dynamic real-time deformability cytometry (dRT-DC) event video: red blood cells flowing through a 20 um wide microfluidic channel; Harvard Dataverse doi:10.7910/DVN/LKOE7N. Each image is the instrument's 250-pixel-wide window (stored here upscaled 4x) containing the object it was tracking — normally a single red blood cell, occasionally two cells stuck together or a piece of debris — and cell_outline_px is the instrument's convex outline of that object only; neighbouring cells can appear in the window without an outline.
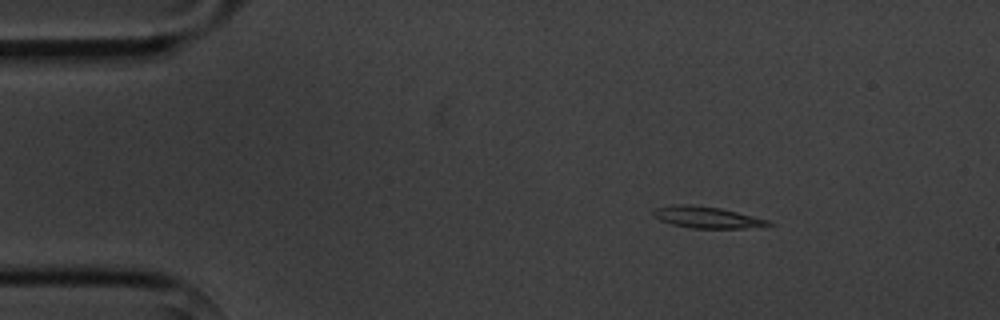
{"species": "common noctule bat (a hibernating species)", "species_latin": "Nyctalus noctula", "temperature_condition": "cold", "stored_images_in_passage": 4, "camera_frame_rate_fps": 3000, "um_per_image_px": 0.085, "animal": {"sex": "male", "body_mass_g": 20.1, "forearm_length_mm": 53.5}, "frame": {"image": 1, "passage_image": 2, "time_ms": 1.0, "image_size_px": [1000, 320], "cell_outline_px": [[776, 224], [744, 228], [692, 228], [672, 224], [660, 220], [652, 216], [652, 208], [672, 204], [680, 204], [720, 208], [768, 220]], "centroid_in_image_um": [60.0, 18.47], "position_along_channel_um": 25.0, "area_um2": 14.28}}